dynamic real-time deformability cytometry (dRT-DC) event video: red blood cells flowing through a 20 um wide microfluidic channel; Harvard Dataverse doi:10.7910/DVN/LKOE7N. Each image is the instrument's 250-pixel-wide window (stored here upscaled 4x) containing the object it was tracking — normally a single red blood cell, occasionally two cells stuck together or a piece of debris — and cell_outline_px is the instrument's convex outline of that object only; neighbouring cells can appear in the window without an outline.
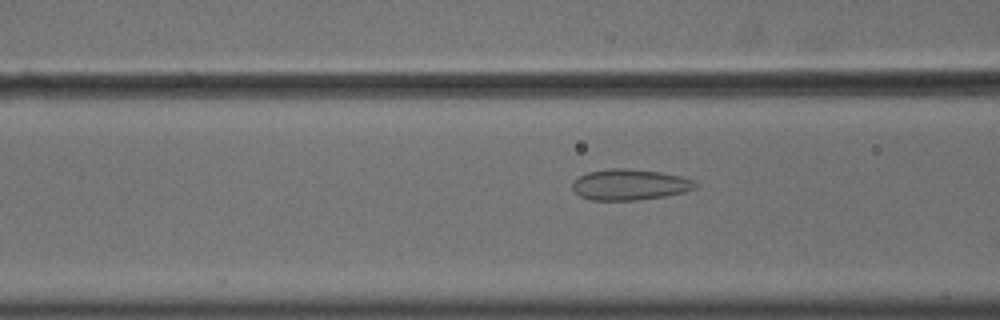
{"species": "common noctule bat (a hibernating species)", "species_latin": "Nyctalus noctula", "temperature_condition": "cold", "stored_images_in_passage": 56, "camera_frame_rate_fps": 3000, "um_per_image_px": 0.085, "animal": {"sex": "male", "body_mass_g": 18.8}, "frame": {"image": 1, "passage_image": 23, "time_ms": 7.333, "image_size_px": [1000, 320], "cell_outline_px": [[696, 188], [684, 192], [664, 196], [636, 200], [592, 200], [580, 196], [572, 188], [572, 180], [588, 172], [608, 168], [628, 168], [660, 172], [680, 176], [692, 180], [696, 184]], "centroid_in_image_um": [53.49, 15.68], "position_along_channel_um": 113.1, "area_um2": 22.08}}
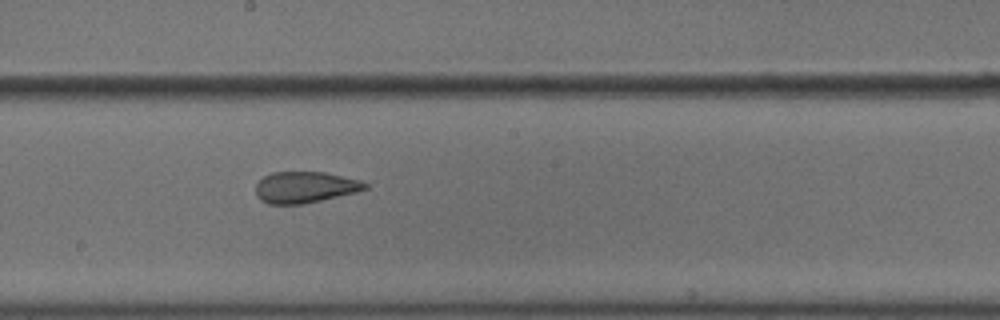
{"frame": {"image": 2, "passage_image": 32, "time_ms": 10.333, "image_size_px": [1000, 320], "cell_outline_px": [[368, 188], [356, 192], [304, 204], [268, 204], [260, 200], [256, 196], [256, 184], [264, 176], [272, 172], [324, 172], [360, 180], [368, 184]], "centroid_in_image_um": [25.91, 15.92], "position_along_channel_um": 222.3, "area_um2": 19.94}}
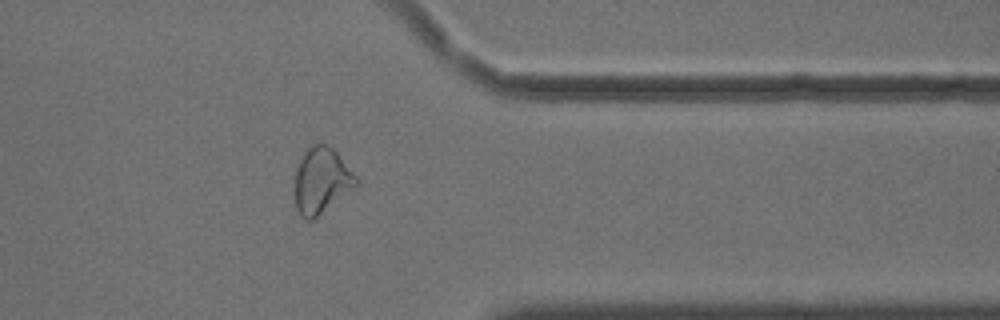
{"frame": {"image": 3, "passage_image": 46, "time_ms": 15.0, "image_size_px": [1000, 320], "cell_outline_px": [[360, 180], [356, 184], [312, 220], [304, 220], [300, 216], [296, 208], [296, 168], [304, 152], [308, 148], [316, 144], [328, 144], [336, 152]], "centroid_in_image_um": [27.3, 15.33], "position_along_channel_um": 384.1, "area_um2": 22.77}, "authors_computed_cell_mechanics": {"area_um2": 23.987, "velocity_mm_per_s": 3.6197, "shape_relaxation_time_tau1_ms": null, "shape_relaxation_time_tau2_ms": 1.5434, "deformation_change_tau1": null, "deformation_change_tau2": 0.0611}}